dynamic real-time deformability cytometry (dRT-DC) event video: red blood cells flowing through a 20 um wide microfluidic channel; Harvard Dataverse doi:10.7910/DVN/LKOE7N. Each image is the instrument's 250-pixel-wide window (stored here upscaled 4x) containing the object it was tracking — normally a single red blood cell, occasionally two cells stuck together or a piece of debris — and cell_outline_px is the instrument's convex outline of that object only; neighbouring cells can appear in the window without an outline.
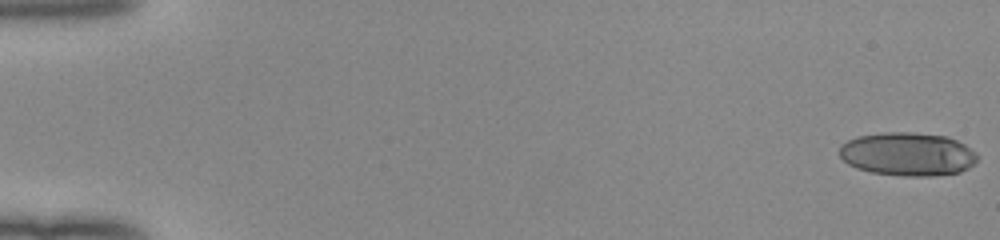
{"species": "human", "species_latin": "Homo sapiens", "temperature_condition": "room temperature", "stored_images_in_passage": 52, "camera_frame_rate_fps": 3000, "um_per_image_px": 0.085, "donor": {"sex": "female"}, "frame": {"image": 1, "passage_image": 1, "time_ms": 0.0, "image_size_px": [1000, 240], "cell_outline_px": [[976, 160], [968, 168], [960, 172], [932, 176], [904, 176], [872, 172], [856, 168], [848, 164], [840, 156], [840, 144], [856, 136], [884, 132], [912, 132], [948, 136], [964, 144], [976, 152]], "centroid_in_image_um": [77.13, 13.09], "position_along_channel_um": 7.9, "area_um2": 34.97}}
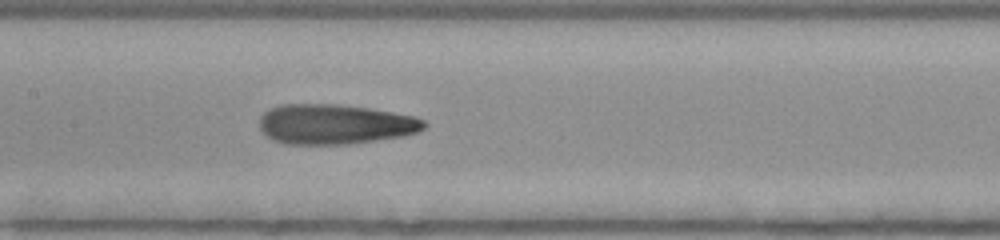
{"frame": {"image": 2, "passage_image": 27, "time_ms": 8.667, "image_size_px": [1000, 240], "cell_outline_px": [[428, 124], [424, 128], [416, 132], [400, 136], [376, 140], [348, 144], [284, 144], [272, 140], [260, 128], [260, 116], [268, 108], [280, 104], [336, 104], [368, 108], [416, 116], [424, 120]], "centroid_in_image_um": [28.44, 10.55], "position_along_channel_um": 179.0, "area_um2": 38.38}}
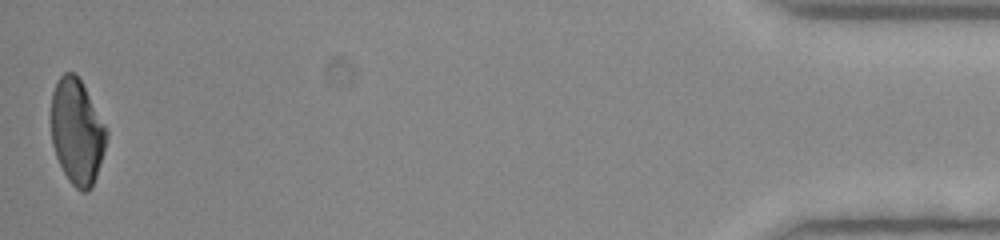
{"frame": {"image": 3, "passage_image": 52, "time_ms": 17.0, "image_size_px": [1000, 240], "cell_outline_px": [[108, 136], [96, 176], [92, 188], [88, 192], [80, 192], [68, 180], [56, 156], [52, 144], [52, 92], [56, 80], [64, 72], [76, 72], [108, 132]], "centroid_in_image_um": [6.53, 11.2], "position_along_channel_um": 428.7, "area_um2": 33.7}, "authors_computed_cell_mechanics": {"area_um2": 36.9342, "velocity_mm_per_s": 4.0304, "shape_relaxation_time_tau1_ms": 8.3785, "shape_relaxation_time_tau2_ms": 1.4046, "deformation_change_tau1": 0.3073, "deformation_change_tau2": 0.1079}}